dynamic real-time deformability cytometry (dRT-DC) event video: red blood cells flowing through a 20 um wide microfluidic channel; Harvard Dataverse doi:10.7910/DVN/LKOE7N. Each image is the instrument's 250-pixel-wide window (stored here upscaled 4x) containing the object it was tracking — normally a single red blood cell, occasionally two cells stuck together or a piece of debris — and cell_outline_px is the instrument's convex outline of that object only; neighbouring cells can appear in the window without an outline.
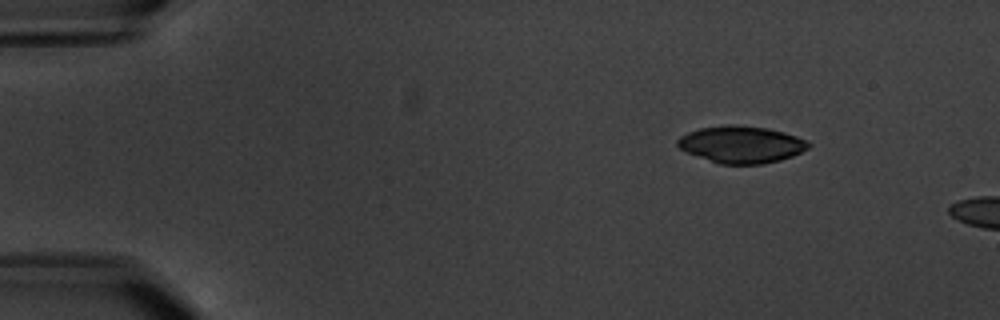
{"species": "common noctule bat (a hibernating species)", "species_latin": "Nyctalus noctula", "temperature_condition": "warm", "stored_images_in_passage": 5, "camera_frame_rate_fps": 3000, "um_per_image_px": 0.085, "animal": {"sex": "male", "body_mass_g": 20.1, "forearm_length_mm": 53.5}, "frame": {"image": 1, "passage_image": 3, "time_ms": 2.333, "image_size_px": [1000, 320], "cell_outline_px": [[812, 144], [808, 148], [792, 156], [780, 160], [764, 164], [720, 164], [688, 152], [680, 148], [676, 144], [676, 140], [680, 136], [688, 132], [700, 128], [724, 124], [736, 124], [768, 128], [784, 132], [808, 140]], "centroid_in_image_um": [63.03, 12.26], "position_along_channel_um": 22.0, "area_um2": 28.32}}